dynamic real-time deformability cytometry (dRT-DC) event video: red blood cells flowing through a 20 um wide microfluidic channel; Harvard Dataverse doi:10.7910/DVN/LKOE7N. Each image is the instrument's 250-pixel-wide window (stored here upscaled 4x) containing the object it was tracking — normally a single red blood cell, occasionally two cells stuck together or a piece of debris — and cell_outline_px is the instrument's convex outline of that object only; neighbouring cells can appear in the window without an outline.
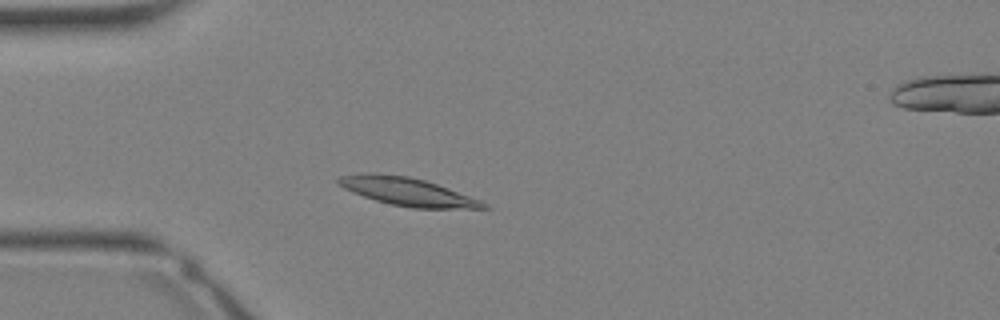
{"species": "Egyptian fruit bat (a non-hibernating species)", "species_latin": "Rousettus aegyptiacus", "temperature_condition": "warm", "stored_images_in_passage": 32, "camera_frame_rate_fps": 3000, "um_per_image_px": 0.085, "animal": {"sex": "female"}, "frame": {"image": 1, "passage_image": 7, "time_ms": 2.0, "image_size_px": [1000, 320], "cell_outline_px": [[492, 208], [412, 208], [392, 204], [376, 200], [352, 192], [336, 184], [336, 180], [340, 176], [372, 172], [408, 176], [424, 180], [448, 188], [480, 200], [488, 204]], "centroid_in_image_um": [34.61, 16.28], "position_along_channel_um": 50.4, "area_um2": 23.47}}
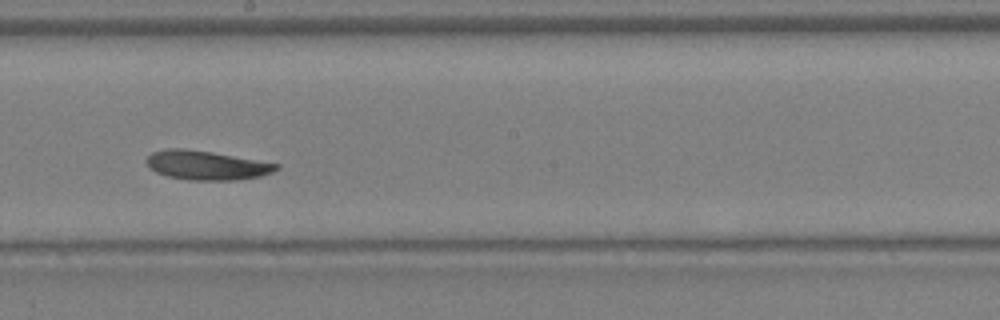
{"frame": {"image": 2, "passage_image": 17, "time_ms": 5.333, "image_size_px": [1000, 320], "cell_outline_px": [[280, 168], [272, 172], [260, 176], [236, 180], [188, 180], [168, 176], [156, 172], [148, 168], [144, 160], [152, 152], [168, 148], [184, 148], [212, 152], [280, 164]], "centroid_in_image_um": [17.52, 14.04], "position_along_channel_um": 230.7, "area_um2": 22.14}}
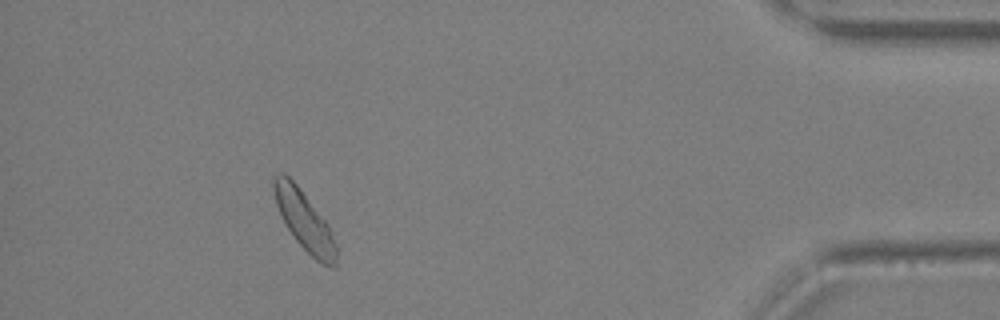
{"frame": {"image": 3, "passage_image": 29, "time_ms": 9.333, "image_size_px": [1000, 320], "cell_outline_px": [[336, 268], [332, 268], [320, 264], [296, 240], [288, 228], [276, 204], [272, 184], [272, 176], [280, 172], [284, 172], [300, 188], [328, 224], [336, 244]], "centroid_in_image_um": [25.87, 18.75], "position_along_channel_um": 409.3, "area_um2": 21.33}}